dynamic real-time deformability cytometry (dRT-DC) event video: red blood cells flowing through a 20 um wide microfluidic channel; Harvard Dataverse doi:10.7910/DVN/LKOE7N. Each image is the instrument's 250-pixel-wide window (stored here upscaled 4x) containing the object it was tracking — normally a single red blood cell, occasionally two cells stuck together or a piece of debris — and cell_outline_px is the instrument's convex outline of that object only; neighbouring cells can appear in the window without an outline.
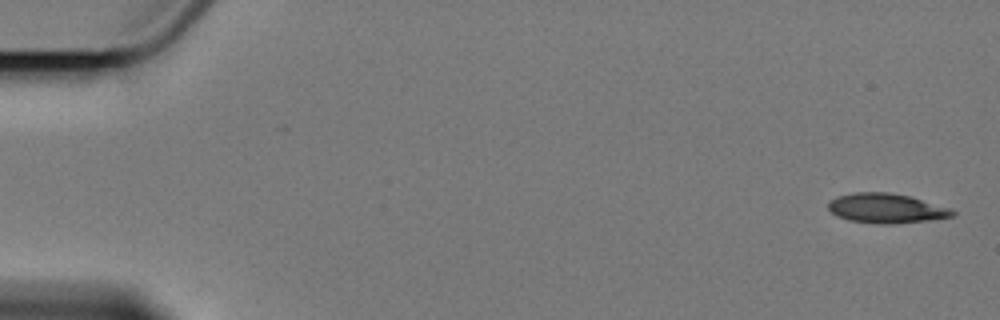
{"species": "Egyptian fruit bat (a non-hibernating species)", "species_latin": "Rousettus aegyptiacus", "temperature_condition": "cold", "stored_images_in_passage": 7, "camera_frame_rate_fps": 3000, "um_per_image_px": 0.085, "animal": {"sex": "female"}, "frame": {"image": 1, "passage_image": 1, "time_ms": 0.0, "image_size_px": [1000, 320], "cell_outline_px": [[956, 212], [952, 216], [924, 220], [892, 224], [880, 224], [852, 220], [836, 216], [828, 208], [828, 204], [832, 200], [840, 196], [856, 192], [888, 192], [908, 196], [948, 208]], "centroid_in_image_um": [75.29, 17.7], "position_along_channel_um": 9.7, "area_um2": 20.75}}
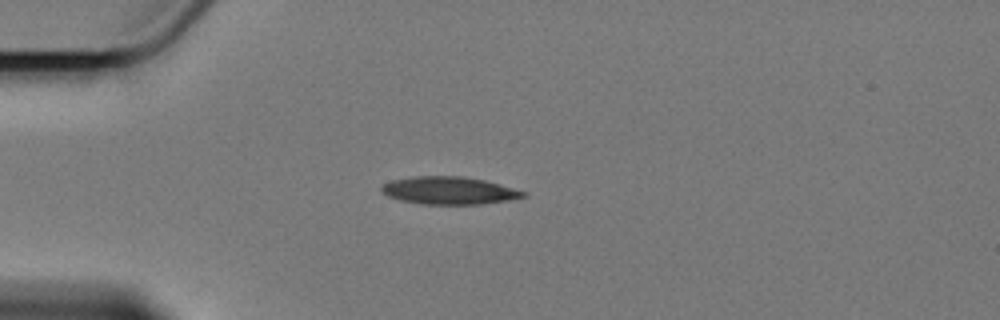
{"frame": {"image": 2, "passage_image": 5, "time_ms": 4.667, "image_size_px": [1000, 320], "cell_outline_px": [[528, 196], [508, 200], [480, 204], [420, 204], [400, 200], [388, 196], [380, 188], [384, 184], [392, 180], [412, 176], [460, 176], [484, 180], [500, 184], [528, 192]], "centroid_in_image_um": [38.2, 16.19], "position_along_channel_um": 46.8, "area_um2": 22.77}}
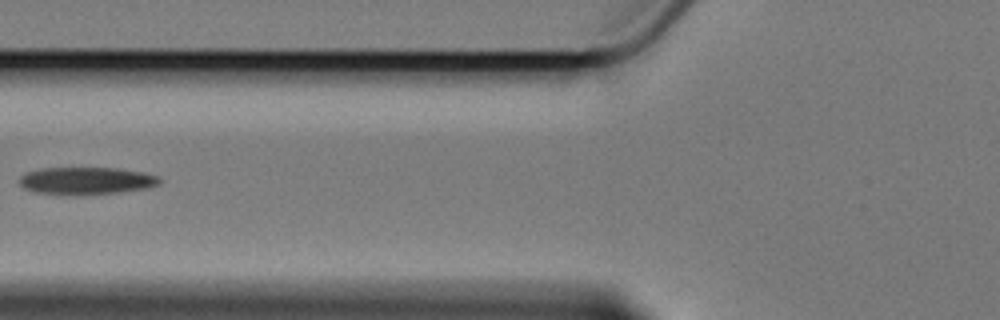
{"frame": {"image": 3, "passage_image": 7, "time_ms": 7.333, "image_size_px": [1000, 320], "cell_outline_px": [[160, 184], [148, 188], [120, 192], [36, 192], [24, 188], [16, 180], [24, 172], [40, 168], [116, 168], [144, 172], [156, 176], [160, 180]], "centroid_in_image_um": [7.32, 15.31], "position_along_channel_um": 118.5, "area_um2": 21.5}}